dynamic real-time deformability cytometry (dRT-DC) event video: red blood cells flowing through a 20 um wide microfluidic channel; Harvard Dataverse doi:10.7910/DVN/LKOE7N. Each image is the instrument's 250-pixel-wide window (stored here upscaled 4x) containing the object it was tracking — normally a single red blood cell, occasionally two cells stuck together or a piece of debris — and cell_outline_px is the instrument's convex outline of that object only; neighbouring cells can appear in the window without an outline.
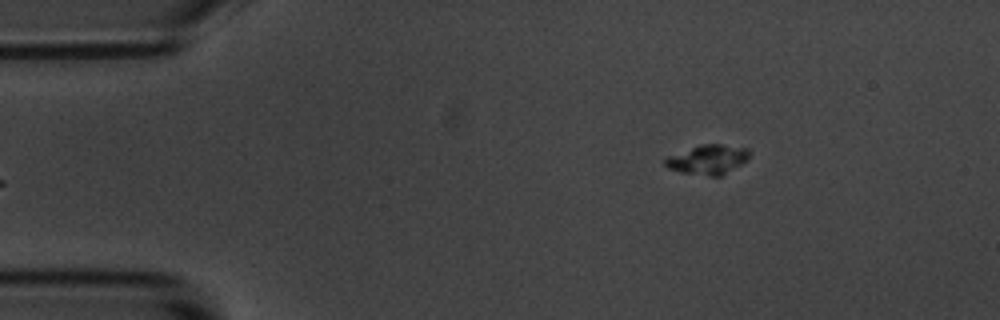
{"species": "common noctule bat (a hibernating species)", "species_latin": "Nyctalus noctula", "temperature_condition": "room temperature", "stored_images_in_passage": 5, "segment_of_instrument_passage": [2, 2], "camera_frame_rate_fps": 3000, "um_per_image_px": 0.085, "animal": {"sex": "male", "body_mass_g": 20.1, "forearm_length_mm": 53.5}, "frame": {"image": 1, "passage_image": 5, "time_ms": 5.333, "image_size_px": [1000, 320], "cell_outline_px": [[752, 152], [748, 160], [720, 176], [712, 176], [680, 172], [668, 168], [664, 164], [664, 160], [668, 156], [704, 144], [720, 144], [748, 148]], "centroid_in_image_um": [60.21, 13.56], "position_along_channel_um": 24.8, "area_um2": 14.33}}